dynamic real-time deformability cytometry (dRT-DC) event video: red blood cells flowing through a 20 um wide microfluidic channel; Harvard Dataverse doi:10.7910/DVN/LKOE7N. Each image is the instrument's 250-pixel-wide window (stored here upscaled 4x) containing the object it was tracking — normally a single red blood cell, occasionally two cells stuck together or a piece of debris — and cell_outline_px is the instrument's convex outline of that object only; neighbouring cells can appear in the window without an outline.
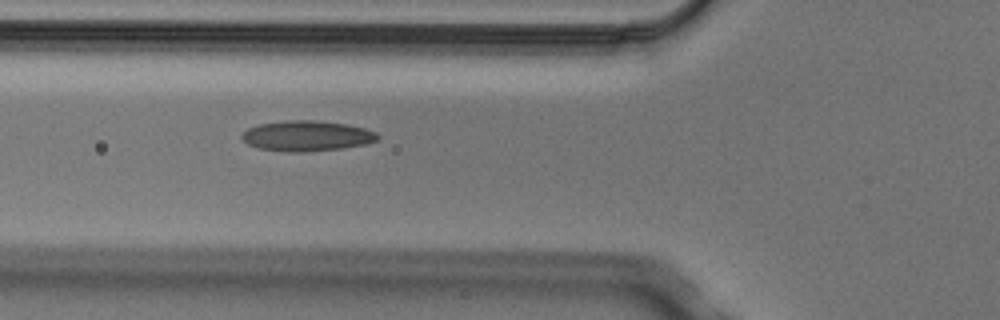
{"species": "Egyptian fruit bat (a non-hibernating species)", "species_latin": "Rousettus aegyptiacus", "temperature_condition": "cold", "stored_images_in_passage": 4, "camera_frame_rate_fps": 3000, "um_per_image_px": 0.085, "animal": {"sex": "male"}, "frame": {"image": 1, "passage_image": 4, "time_ms": 1.0, "image_size_px": [1000, 320], "cell_outline_px": [[380, 140], [364, 144], [344, 148], [304, 152], [288, 152], [260, 148], [248, 144], [240, 136], [248, 128], [260, 124], [284, 120], [312, 120], [348, 124], [364, 128], [376, 132], [380, 136]], "centroid_in_image_um": [26.11, 11.55], "position_along_channel_um": 99.7, "area_um2": 24.1}}